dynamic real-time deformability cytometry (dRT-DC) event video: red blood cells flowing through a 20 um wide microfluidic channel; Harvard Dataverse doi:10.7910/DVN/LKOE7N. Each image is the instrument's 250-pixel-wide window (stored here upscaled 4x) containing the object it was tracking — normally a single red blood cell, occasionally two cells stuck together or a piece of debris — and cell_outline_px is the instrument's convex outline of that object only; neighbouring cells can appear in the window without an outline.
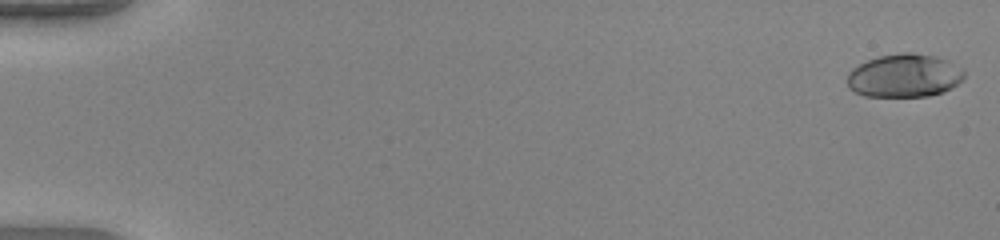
{"species": "human", "species_latin": "Homo sapiens", "temperature_condition": "warm", "stored_images_in_passage": 52, "camera_frame_rate_fps": 3000, "um_per_image_px": 0.085, "donor": {"sex": "female"}, "frame": {"image": 1, "passage_image": 1, "time_ms": 0.0, "image_size_px": [1000, 240], "cell_outline_px": [[964, 80], [952, 88], [944, 92], [928, 96], [864, 96], [848, 88], [848, 72], [852, 68], [868, 60], [880, 56], [904, 52], [912, 52], [936, 56], [948, 60], [964, 68]], "centroid_in_image_um": [76.92, 6.43], "position_along_channel_um": 8.1, "area_um2": 29.77}}
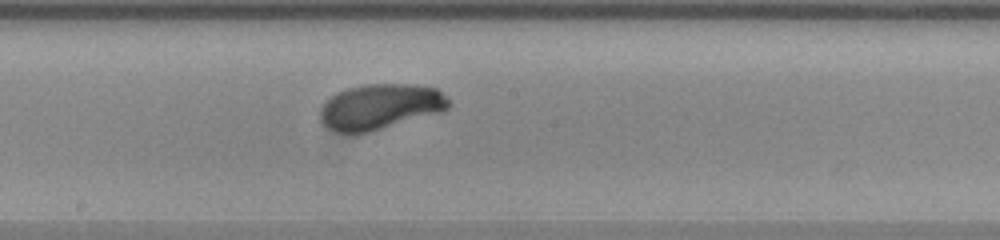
{"frame": {"image": 2, "passage_image": 30, "time_ms": 9.667, "image_size_px": [1000, 240], "cell_outline_px": [[448, 108], [440, 112], [356, 136], [352, 136], [336, 132], [328, 128], [320, 120], [320, 112], [324, 104], [332, 96], [348, 88], [368, 84], [408, 84], [436, 88], [448, 100]], "centroid_in_image_um": [32.27, 9.11], "position_along_channel_um": 215.9, "area_um2": 33.93}}
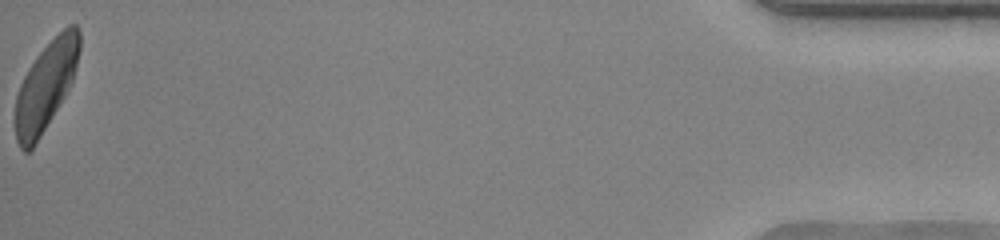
{"frame": {"image": 3, "passage_image": 52, "time_ms": 17.0, "image_size_px": [1000, 240], "cell_outline_px": [[80, 48], [72, 80], [64, 96], [40, 136], [32, 148], [28, 152], [24, 152], [20, 148], [16, 140], [12, 120], [16, 96], [20, 84], [28, 68], [36, 56], [68, 24], [76, 24], [80, 28]], "centroid_in_image_um": [3.84, 7.34], "position_along_channel_um": 431.4, "area_um2": 33.0}, "authors_computed_cell_mechanics": {"area_um2": 32.8882, "velocity_mm_per_s": 4.1081, "shape_relaxation_time_tau1_ms": 2.228, "shape_relaxation_time_tau2_ms": null, "deformation_change_tau1": 0.1432, "deformation_change_tau2": null}}